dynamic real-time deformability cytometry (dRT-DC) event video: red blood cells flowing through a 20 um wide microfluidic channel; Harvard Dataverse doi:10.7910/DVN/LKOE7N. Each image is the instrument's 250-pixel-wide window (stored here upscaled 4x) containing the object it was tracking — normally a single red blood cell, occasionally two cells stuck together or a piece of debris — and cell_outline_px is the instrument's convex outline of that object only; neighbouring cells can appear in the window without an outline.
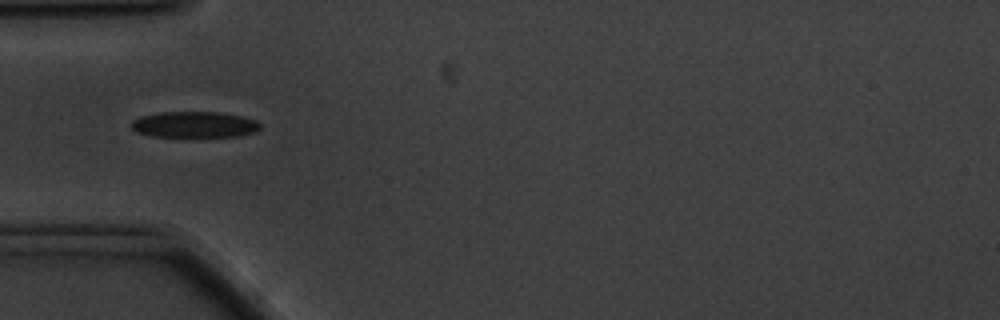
{"species": "common noctule bat (a hibernating species)", "species_latin": "Nyctalus noctula", "temperature_condition": "cold", "stored_images_in_passage": 3, "camera_frame_rate_fps": 3000, "um_per_image_px": 0.085, "animal": {"sex": "male", "body_mass_g": 20.1, "forearm_length_mm": 53.5}, "frame": {"image": 1, "passage_image": 1, "time_ms": 0.0, "image_size_px": [1000, 320], "cell_outline_px": [[260, 128], [256, 132], [236, 136], [152, 136], [136, 132], [132, 128], [132, 120], [140, 116], [160, 112], [220, 112], [240, 116], [256, 120], [260, 124]], "centroid_in_image_um": [16.52, 10.58], "position_along_channel_um": 68.5, "area_um2": 19.42}}